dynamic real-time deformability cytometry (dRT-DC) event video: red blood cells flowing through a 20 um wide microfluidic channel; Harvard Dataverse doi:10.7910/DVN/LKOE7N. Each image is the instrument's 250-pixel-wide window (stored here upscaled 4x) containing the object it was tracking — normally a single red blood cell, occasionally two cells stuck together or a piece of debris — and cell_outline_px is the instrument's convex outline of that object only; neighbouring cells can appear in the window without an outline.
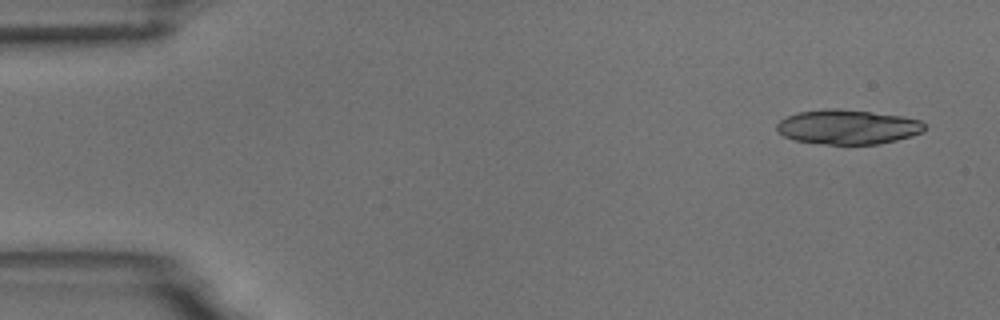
{"species": "common noctule bat (a hibernating species)", "species_latin": "Nyctalus noctula", "temperature_condition": "room temperature", "stored_images_in_passage": 6, "camera_frame_rate_fps": 3000, "um_per_image_px": 0.085, "animal": {"sex": "male", "body_mass_g": 18.8}, "frame": {"image": 1, "passage_image": 1, "time_ms": 0.0, "image_size_px": [1000, 320], "cell_outline_px": [[924, 128], [920, 132], [912, 136], [880, 144], [824, 144], [792, 140], [784, 136], [776, 128], [776, 124], [780, 120], [796, 112], [824, 108], [836, 108], [904, 116], [920, 120], [924, 124]], "centroid_in_image_um": [72.02, 10.78], "position_along_channel_um": 13.0, "area_um2": 29.82}}
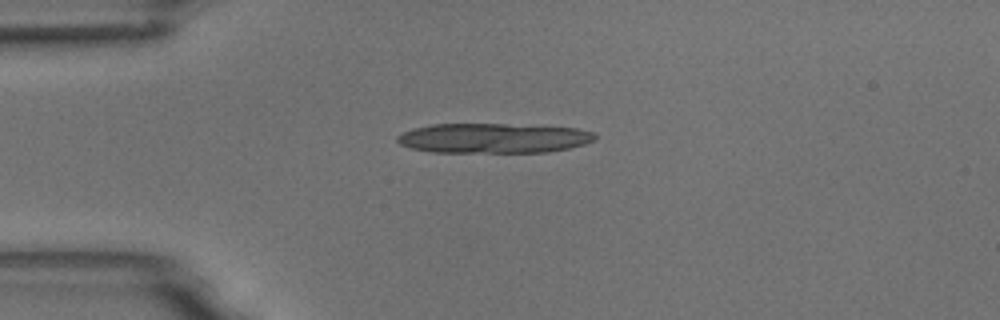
{"frame": {"image": 2, "passage_image": 4, "time_ms": 3.333, "image_size_px": [1000, 320], "cell_outline_px": [[596, 140], [584, 144], [568, 148], [548, 152], [432, 152], [412, 148], [400, 144], [396, 140], [396, 136], [412, 128], [432, 124], [508, 124], [576, 128], [592, 132], [596, 136]], "centroid_in_image_um": [41.92, 11.74], "position_along_channel_um": 43.1, "area_um2": 34.33}}